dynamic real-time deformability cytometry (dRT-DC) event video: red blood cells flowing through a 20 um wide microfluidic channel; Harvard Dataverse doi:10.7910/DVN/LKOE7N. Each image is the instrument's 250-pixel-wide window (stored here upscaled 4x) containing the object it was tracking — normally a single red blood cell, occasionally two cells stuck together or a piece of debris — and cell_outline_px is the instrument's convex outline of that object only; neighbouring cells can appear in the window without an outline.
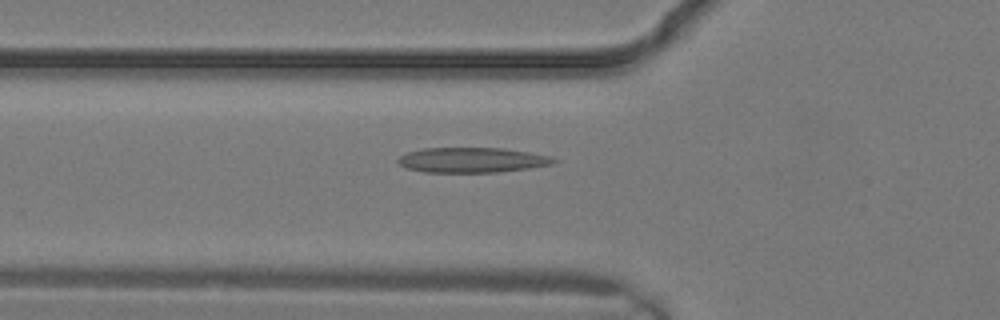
{"species": "common noctule bat (a hibernating species)", "species_latin": "Nyctalus noctula", "temperature_condition": "warm", "stored_images_in_passage": 4, "camera_frame_rate_fps": 3000, "um_per_image_px": 0.085, "animal": {"sex": "male", "body_mass_g": 19.2, "forearm_length_mm": 51.8}, "frame": {"image": 1, "passage_image": 4, "time_ms": 1.0, "image_size_px": [1000, 320], "cell_outline_px": [[560, 160], [552, 164], [528, 168], [496, 172], [424, 172], [404, 168], [396, 160], [400, 156], [408, 152], [424, 148], [504, 148], [528, 152], [548, 156]], "centroid_in_image_um": [40.09, 13.6], "position_along_channel_um": 85.7, "area_um2": 22.66}}